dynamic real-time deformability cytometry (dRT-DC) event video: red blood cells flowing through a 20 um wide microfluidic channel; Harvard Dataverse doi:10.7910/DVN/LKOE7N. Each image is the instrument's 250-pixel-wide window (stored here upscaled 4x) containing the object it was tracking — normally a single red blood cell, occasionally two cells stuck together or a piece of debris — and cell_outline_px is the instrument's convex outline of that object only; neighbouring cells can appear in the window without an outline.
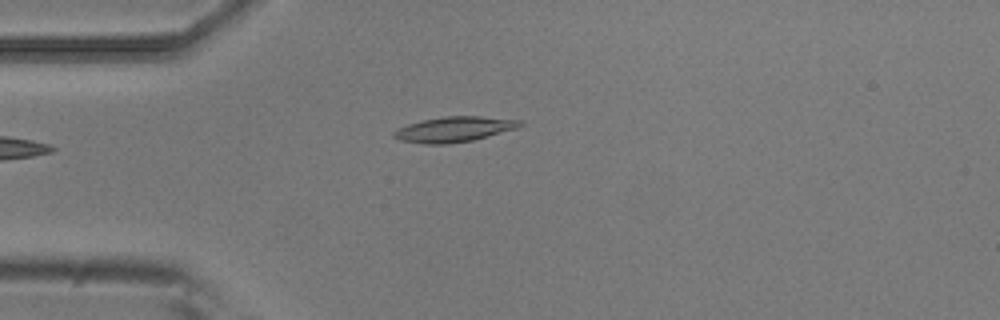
{"species": "common noctule bat (a hibernating species)", "species_latin": "Nyctalus noctula", "temperature_condition": "room temperature", "stored_images_in_passage": 4, "camera_frame_rate_fps": 3000, "um_per_image_px": 0.085, "animal": {"sex": "male", "body_mass_g": 20.5, "forearm_length_mm": 52.5}, "frame": {"image": 1, "passage_image": 4, "time_ms": 1.0, "image_size_px": [1000, 320], "cell_outline_px": [[524, 124], [520, 128], [472, 140], [448, 144], [424, 144], [400, 140], [392, 136], [392, 132], [396, 128], [420, 120], [444, 116], [480, 116], [524, 120]], "centroid_in_image_um": [38.62, 10.98], "position_along_channel_um": 46.4, "area_um2": 18.9}}